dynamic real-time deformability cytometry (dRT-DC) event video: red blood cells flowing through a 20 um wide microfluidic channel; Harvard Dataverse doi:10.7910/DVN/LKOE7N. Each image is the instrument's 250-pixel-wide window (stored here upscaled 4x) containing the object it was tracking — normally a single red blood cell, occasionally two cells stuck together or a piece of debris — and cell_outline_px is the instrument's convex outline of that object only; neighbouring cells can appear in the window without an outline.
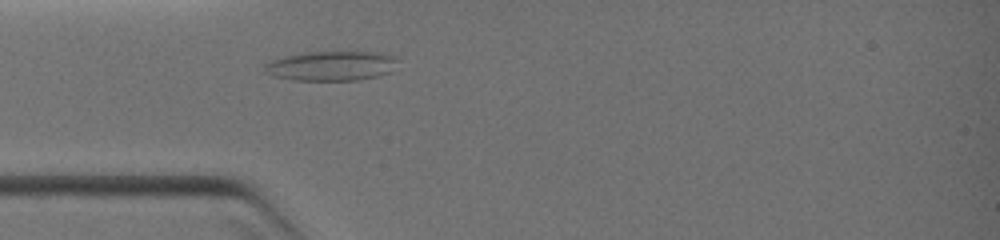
{"species": "common noctule bat (a hibernating species)", "species_latin": "Nyctalus noctula", "temperature_condition": "warm", "stored_images_in_passage": 1, "camera_frame_rate_fps": 3000, "um_per_image_px": 0.085, "animal": {"sex": "female", "body_mass_g": 19.0, "forearm_length_mm": 51.5}, "frame": {"image": 1, "passage_image": 1, "time_ms": 0.0, "image_size_px": [1000, 240], "cell_outline_px": [[400, 60], [392, 72], [380, 76], [356, 80], [292, 80], [272, 76], [264, 72], [264, 64], [268, 60], [284, 56], [308, 52], [348, 48], [380, 52], [392, 56]], "centroid_in_image_um": [28.21, 5.55], "position_along_channel_um": 56.8, "area_um2": 24.39}}